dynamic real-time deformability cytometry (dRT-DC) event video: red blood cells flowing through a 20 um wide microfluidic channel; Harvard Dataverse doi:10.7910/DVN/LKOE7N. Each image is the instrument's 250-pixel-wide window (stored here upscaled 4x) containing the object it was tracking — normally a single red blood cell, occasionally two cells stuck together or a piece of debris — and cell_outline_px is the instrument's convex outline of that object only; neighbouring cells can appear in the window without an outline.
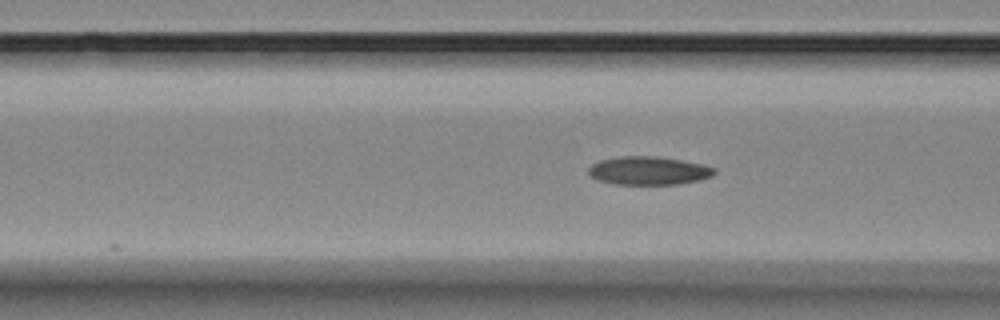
{"species": "Egyptian fruit bat (a non-hibernating species)", "species_latin": "Rousettus aegyptiacus", "temperature_condition": "room temperature", "stored_images_in_passage": 7, "segment_of_instrument_passage": [2, 2], "camera_frame_rate_fps": 3000, "um_per_image_px": 0.085, "animal": {"sex": "female"}, "frame": {"image": 1, "passage_image": 7, "time_ms": 7.333, "image_size_px": [1000, 320], "cell_outline_px": [[716, 172], [712, 176], [700, 180], [676, 184], [616, 184], [596, 180], [588, 172], [588, 168], [592, 164], [600, 160], [620, 156], [656, 156], [680, 160], [700, 164], [716, 168]], "centroid_in_image_um": [55.12, 14.51], "position_along_channel_um": 111.5, "area_um2": 20.69}}